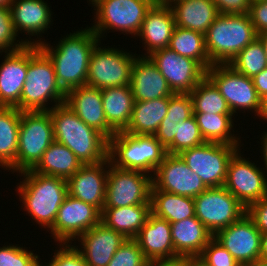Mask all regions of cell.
Returning a JSON list of instances; mask_svg holds the SVG:
<instances>
[{"label":"cell","instance_id":"c3c4849f","mask_svg":"<svg viewBox=\"0 0 267 266\" xmlns=\"http://www.w3.org/2000/svg\"><path fill=\"white\" fill-rule=\"evenodd\" d=\"M220 14H246L251 0H212Z\"/></svg>","mask_w":267,"mask_h":266},{"label":"cell","instance_id":"681fc988","mask_svg":"<svg viewBox=\"0 0 267 266\" xmlns=\"http://www.w3.org/2000/svg\"><path fill=\"white\" fill-rule=\"evenodd\" d=\"M177 125L178 120H162L157 132L154 134V136L165 148H167L173 142V139L176 135Z\"/></svg>","mask_w":267,"mask_h":266},{"label":"cell","instance_id":"f546056e","mask_svg":"<svg viewBox=\"0 0 267 266\" xmlns=\"http://www.w3.org/2000/svg\"><path fill=\"white\" fill-rule=\"evenodd\" d=\"M151 204H137L120 208H103L101 222L126 239H134L144 226Z\"/></svg>","mask_w":267,"mask_h":266},{"label":"cell","instance_id":"8992f818","mask_svg":"<svg viewBox=\"0 0 267 266\" xmlns=\"http://www.w3.org/2000/svg\"><path fill=\"white\" fill-rule=\"evenodd\" d=\"M167 154L166 148L154 135L121 131L109 139L108 158L116 168L142 171L153 176Z\"/></svg>","mask_w":267,"mask_h":266},{"label":"cell","instance_id":"d6a6232c","mask_svg":"<svg viewBox=\"0 0 267 266\" xmlns=\"http://www.w3.org/2000/svg\"><path fill=\"white\" fill-rule=\"evenodd\" d=\"M82 166L83 164L67 146L54 141L32 170L42 175L60 177L67 180Z\"/></svg>","mask_w":267,"mask_h":266},{"label":"cell","instance_id":"484cf974","mask_svg":"<svg viewBox=\"0 0 267 266\" xmlns=\"http://www.w3.org/2000/svg\"><path fill=\"white\" fill-rule=\"evenodd\" d=\"M174 251L181 259H197L214 237L196 216L170 223Z\"/></svg>","mask_w":267,"mask_h":266},{"label":"cell","instance_id":"e575fe53","mask_svg":"<svg viewBox=\"0 0 267 266\" xmlns=\"http://www.w3.org/2000/svg\"><path fill=\"white\" fill-rule=\"evenodd\" d=\"M177 54L198 61L206 70L213 64L205 46V35L189 29L175 26L168 46Z\"/></svg>","mask_w":267,"mask_h":266},{"label":"cell","instance_id":"74e56055","mask_svg":"<svg viewBox=\"0 0 267 266\" xmlns=\"http://www.w3.org/2000/svg\"><path fill=\"white\" fill-rule=\"evenodd\" d=\"M237 72L253 78L267 67V56L262 41L257 37L229 63Z\"/></svg>","mask_w":267,"mask_h":266},{"label":"cell","instance_id":"9a60e30c","mask_svg":"<svg viewBox=\"0 0 267 266\" xmlns=\"http://www.w3.org/2000/svg\"><path fill=\"white\" fill-rule=\"evenodd\" d=\"M237 151L229 160L224 187L247 209L267 196V178L262 168L241 157Z\"/></svg>","mask_w":267,"mask_h":266},{"label":"cell","instance_id":"94428289","mask_svg":"<svg viewBox=\"0 0 267 266\" xmlns=\"http://www.w3.org/2000/svg\"><path fill=\"white\" fill-rule=\"evenodd\" d=\"M13 0H0V7H10Z\"/></svg>","mask_w":267,"mask_h":266},{"label":"cell","instance_id":"277c9868","mask_svg":"<svg viewBox=\"0 0 267 266\" xmlns=\"http://www.w3.org/2000/svg\"><path fill=\"white\" fill-rule=\"evenodd\" d=\"M66 92L60 87L50 58L38 45H29V63L21 92L20 111H49L48 101L65 102ZM48 106V107H47Z\"/></svg>","mask_w":267,"mask_h":266},{"label":"cell","instance_id":"11a10c76","mask_svg":"<svg viewBox=\"0 0 267 266\" xmlns=\"http://www.w3.org/2000/svg\"><path fill=\"white\" fill-rule=\"evenodd\" d=\"M265 134L264 135H262V138H261V145L263 146L262 148L263 149H261L262 150V153H263V158H264V166L266 167V171H267V132H264Z\"/></svg>","mask_w":267,"mask_h":266},{"label":"cell","instance_id":"5b68a950","mask_svg":"<svg viewBox=\"0 0 267 266\" xmlns=\"http://www.w3.org/2000/svg\"><path fill=\"white\" fill-rule=\"evenodd\" d=\"M258 37L249 14H220L205 34V46L212 64H229Z\"/></svg>","mask_w":267,"mask_h":266},{"label":"cell","instance_id":"5bb4252c","mask_svg":"<svg viewBox=\"0 0 267 266\" xmlns=\"http://www.w3.org/2000/svg\"><path fill=\"white\" fill-rule=\"evenodd\" d=\"M148 57L173 93H190L206 77V69L198 61L183 57L169 47L158 49Z\"/></svg>","mask_w":267,"mask_h":266},{"label":"cell","instance_id":"f1b7e54d","mask_svg":"<svg viewBox=\"0 0 267 266\" xmlns=\"http://www.w3.org/2000/svg\"><path fill=\"white\" fill-rule=\"evenodd\" d=\"M102 105L108 125L115 131H124L130 122L134 97L131 86L101 89Z\"/></svg>","mask_w":267,"mask_h":266},{"label":"cell","instance_id":"ab89813d","mask_svg":"<svg viewBox=\"0 0 267 266\" xmlns=\"http://www.w3.org/2000/svg\"><path fill=\"white\" fill-rule=\"evenodd\" d=\"M17 33L15 32L11 19L10 9L8 7H0V53H10L21 50L26 45H35V40L16 41ZM15 43V44H14Z\"/></svg>","mask_w":267,"mask_h":266},{"label":"cell","instance_id":"44dd1931","mask_svg":"<svg viewBox=\"0 0 267 266\" xmlns=\"http://www.w3.org/2000/svg\"><path fill=\"white\" fill-rule=\"evenodd\" d=\"M64 103L86 125L102 133L108 140L116 133L107 123L100 89L87 85L70 89L66 92Z\"/></svg>","mask_w":267,"mask_h":266},{"label":"cell","instance_id":"f6af8a7d","mask_svg":"<svg viewBox=\"0 0 267 266\" xmlns=\"http://www.w3.org/2000/svg\"><path fill=\"white\" fill-rule=\"evenodd\" d=\"M60 247L46 266H87L76 246L62 243Z\"/></svg>","mask_w":267,"mask_h":266},{"label":"cell","instance_id":"ffe728a7","mask_svg":"<svg viewBox=\"0 0 267 266\" xmlns=\"http://www.w3.org/2000/svg\"><path fill=\"white\" fill-rule=\"evenodd\" d=\"M134 240L148 262L181 259L174 251L170 223L152 213Z\"/></svg>","mask_w":267,"mask_h":266},{"label":"cell","instance_id":"83f0119b","mask_svg":"<svg viewBox=\"0 0 267 266\" xmlns=\"http://www.w3.org/2000/svg\"><path fill=\"white\" fill-rule=\"evenodd\" d=\"M169 6L176 26L204 35L219 15L212 0H177Z\"/></svg>","mask_w":267,"mask_h":266},{"label":"cell","instance_id":"3957f363","mask_svg":"<svg viewBox=\"0 0 267 266\" xmlns=\"http://www.w3.org/2000/svg\"><path fill=\"white\" fill-rule=\"evenodd\" d=\"M25 179L17 186L25 211L39 225L50 230L58 210L68 195L67 180L47 176L32 169L20 172Z\"/></svg>","mask_w":267,"mask_h":266},{"label":"cell","instance_id":"ac0fdd59","mask_svg":"<svg viewBox=\"0 0 267 266\" xmlns=\"http://www.w3.org/2000/svg\"><path fill=\"white\" fill-rule=\"evenodd\" d=\"M214 238L238 263H248L260 258L261 232L246 213L227 228L219 230Z\"/></svg>","mask_w":267,"mask_h":266},{"label":"cell","instance_id":"cb8c5ba5","mask_svg":"<svg viewBox=\"0 0 267 266\" xmlns=\"http://www.w3.org/2000/svg\"><path fill=\"white\" fill-rule=\"evenodd\" d=\"M134 102L170 97L174 93L166 79L148 56H137L132 65L130 82Z\"/></svg>","mask_w":267,"mask_h":266},{"label":"cell","instance_id":"91938a15","mask_svg":"<svg viewBox=\"0 0 267 266\" xmlns=\"http://www.w3.org/2000/svg\"><path fill=\"white\" fill-rule=\"evenodd\" d=\"M177 0H154L157 4H163V5H170L171 3L175 2Z\"/></svg>","mask_w":267,"mask_h":266},{"label":"cell","instance_id":"ee69618b","mask_svg":"<svg viewBox=\"0 0 267 266\" xmlns=\"http://www.w3.org/2000/svg\"><path fill=\"white\" fill-rule=\"evenodd\" d=\"M193 115L192 99L189 93L169 97L168 112L163 120H186Z\"/></svg>","mask_w":267,"mask_h":266},{"label":"cell","instance_id":"e0dca14e","mask_svg":"<svg viewBox=\"0 0 267 266\" xmlns=\"http://www.w3.org/2000/svg\"><path fill=\"white\" fill-rule=\"evenodd\" d=\"M157 190L195 198L208 187L179 154H167L152 176Z\"/></svg>","mask_w":267,"mask_h":266},{"label":"cell","instance_id":"7402d4cb","mask_svg":"<svg viewBox=\"0 0 267 266\" xmlns=\"http://www.w3.org/2000/svg\"><path fill=\"white\" fill-rule=\"evenodd\" d=\"M81 248L77 250L83 256L87 266H107L126 238L100 222L78 237Z\"/></svg>","mask_w":267,"mask_h":266},{"label":"cell","instance_id":"ba28073f","mask_svg":"<svg viewBox=\"0 0 267 266\" xmlns=\"http://www.w3.org/2000/svg\"><path fill=\"white\" fill-rule=\"evenodd\" d=\"M55 141L49 111H22L17 150V172L33 169Z\"/></svg>","mask_w":267,"mask_h":266},{"label":"cell","instance_id":"d4e9b609","mask_svg":"<svg viewBox=\"0 0 267 266\" xmlns=\"http://www.w3.org/2000/svg\"><path fill=\"white\" fill-rule=\"evenodd\" d=\"M175 19L169 5L154 3L147 11L138 36L141 37L146 47L145 55L167 48L175 28Z\"/></svg>","mask_w":267,"mask_h":266},{"label":"cell","instance_id":"b9f144b4","mask_svg":"<svg viewBox=\"0 0 267 266\" xmlns=\"http://www.w3.org/2000/svg\"><path fill=\"white\" fill-rule=\"evenodd\" d=\"M147 262L137 242L126 239L107 266H146Z\"/></svg>","mask_w":267,"mask_h":266},{"label":"cell","instance_id":"816d5d0a","mask_svg":"<svg viewBox=\"0 0 267 266\" xmlns=\"http://www.w3.org/2000/svg\"><path fill=\"white\" fill-rule=\"evenodd\" d=\"M185 259H176L170 261H150L146 266H184Z\"/></svg>","mask_w":267,"mask_h":266},{"label":"cell","instance_id":"6da1fadb","mask_svg":"<svg viewBox=\"0 0 267 266\" xmlns=\"http://www.w3.org/2000/svg\"><path fill=\"white\" fill-rule=\"evenodd\" d=\"M39 40L35 45L50 58L57 81L65 91L86 85L89 59L93 49L101 43L97 34L90 28L71 33L58 42L55 48Z\"/></svg>","mask_w":267,"mask_h":266},{"label":"cell","instance_id":"d590c367","mask_svg":"<svg viewBox=\"0 0 267 266\" xmlns=\"http://www.w3.org/2000/svg\"><path fill=\"white\" fill-rule=\"evenodd\" d=\"M201 134L206 142H218L239 146L237 136L231 134L233 114L193 113Z\"/></svg>","mask_w":267,"mask_h":266},{"label":"cell","instance_id":"60d3db41","mask_svg":"<svg viewBox=\"0 0 267 266\" xmlns=\"http://www.w3.org/2000/svg\"><path fill=\"white\" fill-rule=\"evenodd\" d=\"M38 259V255L17 245L0 247V266H43Z\"/></svg>","mask_w":267,"mask_h":266},{"label":"cell","instance_id":"4fadbf2b","mask_svg":"<svg viewBox=\"0 0 267 266\" xmlns=\"http://www.w3.org/2000/svg\"><path fill=\"white\" fill-rule=\"evenodd\" d=\"M206 77L225 98L233 113L237 110H254L258 114L261 98L257 94L252 78L237 72L229 64H213L206 70Z\"/></svg>","mask_w":267,"mask_h":266},{"label":"cell","instance_id":"f907efd6","mask_svg":"<svg viewBox=\"0 0 267 266\" xmlns=\"http://www.w3.org/2000/svg\"><path fill=\"white\" fill-rule=\"evenodd\" d=\"M257 94L260 98L267 95V67L252 78Z\"/></svg>","mask_w":267,"mask_h":266},{"label":"cell","instance_id":"db71d44e","mask_svg":"<svg viewBox=\"0 0 267 266\" xmlns=\"http://www.w3.org/2000/svg\"><path fill=\"white\" fill-rule=\"evenodd\" d=\"M257 116L267 121V95L261 98L260 109Z\"/></svg>","mask_w":267,"mask_h":266},{"label":"cell","instance_id":"7bdbcfd3","mask_svg":"<svg viewBox=\"0 0 267 266\" xmlns=\"http://www.w3.org/2000/svg\"><path fill=\"white\" fill-rule=\"evenodd\" d=\"M197 259L205 266H236L238 263L214 237Z\"/></svg>","mask_w":267,"mask_h":266},{"label":"cell","instance_id":"8d00e7d4","mask_svg":"<svg viewBox=\"0 0 267 266\" xmlns=\"http://www.w3.org/2000/svg\"><path fill=\"white\" fill-rule=\"evenodd\" d=\"M189 95L193 113L233 114L225 98L207 77L199 82Z\"/></svg>","mask_w":267,"mask_h":266},{"label":"cell","instance_id":"bcb514c9","mask_svg":"<svg viewBox=\"0 0 267 266\" xmlns=\"http://www.w3.org/2000/svg\"><path fill=\"white\" fill-rule=\"evenodd\" d=\"M248 14L257 34L267 32V0L251 1Z\"/></svg>","mask_w":267,"mask_h":266},{"label":"cell","instance_id":"52a82bcc","mask_svg":"<svg viewBox=\"0 0 267 266\" xmlns=\"http://www.w3.org/2000/svg\"><path fill=\"white\" fill-rule=\"evenodd\" d=\"M96 19L91 29L100 38L107 30L138 35L147 11L154 0H89ZM97 20V21H96ZM97 23V24H96ZM105 31V32H104ZM104 32V33H103ZM103 35V36H102Z\"/></svg>","mask_w":267,"mask_h":266},{"label":"cell","instance_id":"2e32d148","mask_svg":"<svg viewBox=\"0 0 267 266\" xmlns=\"http://www.w3.org/2000/svg\"><path fill=\"white\" fill-rule=\"evenodd\" d=\"M102 212L95 206L67 195L61 204L53 227V239L58 243L74 241L101 222ZM77 237V238H76Z\"/></svg>","mask_w":267,"mask_h":266},{"label":"cell","instance_id":"603a6c76","mask_svg":"<svg viewBox=\"0 0 267 266\" xmlns=\"http://www.w3.org/2000/svg\"><path fill=\"white\" fill-rule=\"evenodd\" d=\"M0 65V106L17 107L26 80L29 63V45L6 53Z\"/></svg>","mask_w":267,"mask_h":266},{"label":"cell","instance_id":"f5cc1de1","mask_svg":"<svg viewBox=\"0 0 267 266\" xmlns=\"http://www.w3.org/2000/svg\"><path fill=\"white\" fill-rule=\"evenodd\" d=\"M260 258L267 260V232L261 233Z\"/></svg>","mask_w":267,"mask_h":266},{"label":"cell","instance_id":"1f68e13d","mask_svg":"<svg viewBox=\"0 0 267 266\" xmlns=\"http://www.w3.org/2000/svg\"><path fill=\"white\" fill-rule=\"evenodd\" d=\"M21 112L16 107L0 106V166L13 172H17Z\"/></svg>","mask_w":267,"mask_h":266},{"label":"cell","instance_id":"9c48e42d","mask_svg":"<svg viewBox=\"0 0 267 266\" xmlns=\"http://www.w3.org/2000/svg\"><path fill=\"white\" fill-rule=\"evenodd\" d=\"M238 150H241L240 146L204 142L183 150L179 155L203 183L211 188L224 186L229 160Z\"/></svg>","mask_w":267,"mask_h":266},{"label":"cell","instance_id":"7dc6e473","mask_svg":"<svg viewBox=\"0 0 267 266\" xmlns=\"http://www.w3.org/2000/svg\"><path fill=\"white\" fill-rule=\"evenodd\" d=\"M247 214L261 233L267 232V196L251 204L247 208Z\"/></svg>","mask_w":267,"mask_h":266},{"label":"cell","instance_id":"836d02e7","mask_svg":"<svg viewBox=\"0 0 267 266\" xmlns=\"http://www.w3.org/2000/svg\"><path fill=\"white\" fill-rule=\"evenodd\" d=\"M151 213L174 223L195 216L192 197H185L151 187Z\"/></svg>","mask_w":267,"mask_h":266},{"label":"cell","instance_id":"9f6ffc18","mask_svg":"<svg viewBox=\"0 0 267 266\" xmlns=\"http://www.w3.org/2000/svg\"><path fill=\"white\" fill-rule=\"evenodd\" d=\"M184 266H205V265L201 263L198 259H185Z\"/></svg>","mask_w":267,"mask_h":266},{"label":"cell","instance_id":"4316f807","mask_svg":"<svg viewBox=\"0 0 267 266\" xmlns=\"http://www.w3.org/2000/svg\"><path fill=\"white\" fill-rule=\"evenodd\" d=\"M9 9L16 33L38 37L50 28L52 12L44 0H13Z\"/></svg>","mask_w":267,"mask_h":266},{"label":"cell","instance_id":"30bf717a","mask_svg":"<svg viewBox=\"0 0 267 266\" xmlns=\"http://www.w3.org/2000/svg\"><path fill=\"white\" fill-rule=\"evenodd\" d=\"M98 45L100 43L90 55L86 85L100 90L130 85L136 55L114 47L102 48Z\"/></svg>","mask_w":267,"mask_h":266},{"label":"cell","instance_id":"680465c9","mask_svg":"<svg viewBox=\"0 0 267 266\" xmlns=\"http://www.w3.org/2000/svg\"><path fill=\"white\" fill-rule=\"evenodd\" d=\"M249 266H267V260H263L261 258L256 259L255 261L251 262Z\"/></svg>","mask_w":267,"mask_h":266},{"label":"cell","instance_id":"7a4b0ae2","mask_svg":"<svg viewBox=\"0 0 267 266\" xmlns=\"http://www.w3.org/2000/svg\"><path fill=\"white\" fill-rule=\"evenodd\" d=\"M55 141L67 146L83 165L108 159L109 140L86 125L65 103L49 110Z\"/></svg>","mask_w":267,"mask_h":266},{"label":"cell","instance_id":"d6986e66","mask_svg":"<svg viewBox=\"0 0 267 266\" xmlns=\"http://www.w3.org/2000/svg\"><path fill=\"white\" fill-rule=\"evenodd\" d=\"M106 165H109V158L99 164L83 165L67 179L68 194L97 207L102 212L108 176Z\"/></svg>","mask_w":267,"mask_h":266},{"label":"cell","instance_id":"8fae6325","mask_svg":"<svg viewBox=\"0 0 267 266\" xmlns=\"http://www.w3.org/2000/svg\"><path fill=\"white\" fill-rule=\"evenodd\" d=\"M151 174L116 168L109 159L103 208H120L137 204H151Z\"/></svg>","mask_w":267,"mask_h":266},{"label":"cell","instance_id":"7c38bea8","mask_svg":"<svg viewBox=\"0 0 267 266\" xmlns=\"http://www.w3.org/2000/svg\"><path fill=\"white\" fill-rule=\"evenodd\" d=\"M193 199L195 216L213 236L247 213L243 204L224 186L207 188Z\"/></svg>","mask_w":267,"mask_h":266},{"label":"cell","instance_id":"6125c7cd","mask_svg":"<svg viewBox=\"0 0 267 266\" xmlns=\"http://www.w3.org/2000/svg\"><path fill=\"white\" fill-rule=\"evenodd\" d=\"M236 266H249L248 263H237Z\"/></svg>","mask_w":267,"mask_h":266},{"label":"cell","instance_id":"6f0895ef","mask_svg":"<svg viewBox=\"0 0 267 266\" xmlns=\"http://www.w3.org/2000/svg\"><path fill=\"white\" fill-rule=\"evenodd\" d=\"M258 38L262 41L267 56V32L258 34Z\"/></svg>","mask_w":267,"mask_h":266},{"label":"cell","instance_id":"f35d334b","mask_svg":"<svg viewBox=\"0 0 267 266\" xmlns=\"http://www.w3.org/2000/svg\"><path fill=\"white\" fill-rule=\"evenodd\" d=\"M206 142L201 134L196 118L192 115L181 120L176 126L173 142L166 148L168 154H180L183 150L193 148Z\"/></svg>","mask_w":267,"mask_h":266},{"label":"cell","instance_id":"4dcf8cb0","mask_svg":"<svg viewBox=\"0 0 267 266\" xmlns=\"http://www.w3.org/2000/svg\"><path fill=\"white\" fill-rule=\"evenodd\" d=\"M169 97L136 101L128 127L124 132L136 135H154L168 112Z\"/></svg>","mask_w":267,"mask_h":266}]
</instances>
